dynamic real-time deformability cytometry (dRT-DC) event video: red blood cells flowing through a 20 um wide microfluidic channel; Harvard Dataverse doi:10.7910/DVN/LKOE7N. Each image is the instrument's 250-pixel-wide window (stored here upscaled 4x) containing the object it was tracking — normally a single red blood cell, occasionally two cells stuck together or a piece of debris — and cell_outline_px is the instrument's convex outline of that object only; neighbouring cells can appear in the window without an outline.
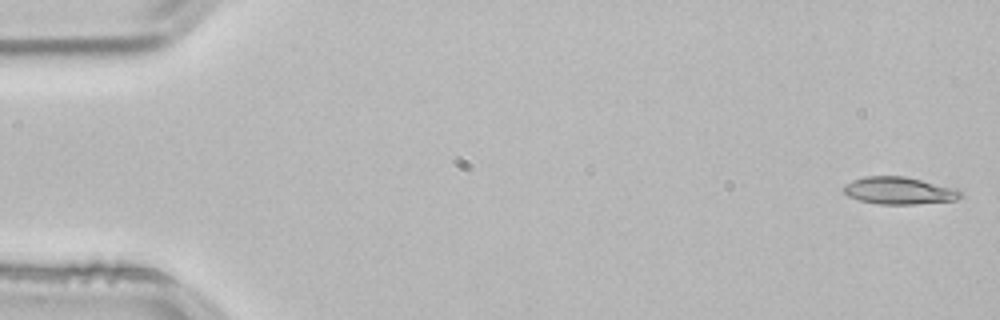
{"species": "common noctule bat (a hibernating species)", "species_latin": "Nyctalus noctula", "temperature_condition": "room temperature", "stored_images_in_passage": 53, "camera_frame_rate_fps": 3000, "um_per_image_px": 0.085, "animal": {"sex": "male", "body_mass_g": 21.5, "forearm_length_mm": 52.0}, "frame": {"image": 1, "passage_image": 1, "time_ms": 0.0, "image_size_px": [1000, 320], "cell_outline_px": [[964, 196], [956, 200], [912, 204], [880, 204], [860, 200], [848, 196], [844, 192], [844, 184], [852, 180], [864, 176], [904, 176], [960, 188], [964, 192]], "centroid_in_image_um": [76.5, 16.19], "position_along_channel_um": 8.5, "area_um2": 18.84}}
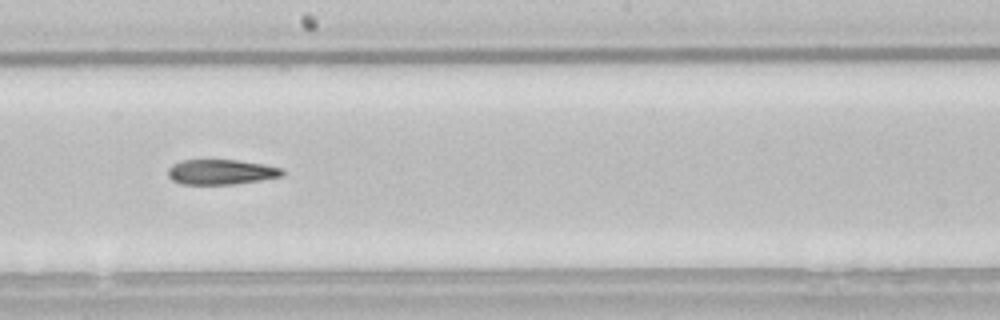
{"frame": {"image": 2, "passage_image": 29, "time_ms": 9.333, "image_size_px": [1000, 320], "cell_outline_px": [[284, 176], [260, 180], [232, 184], [180, 184], [172, 180], [168, 176], [168, 168], [172, 164], [180, 160], [236, 160], [284, 168]], "centroid_in_image_um": [18.77, 14.62], "position_along_channel_um": 229.4, "area_um2": 16.7}}
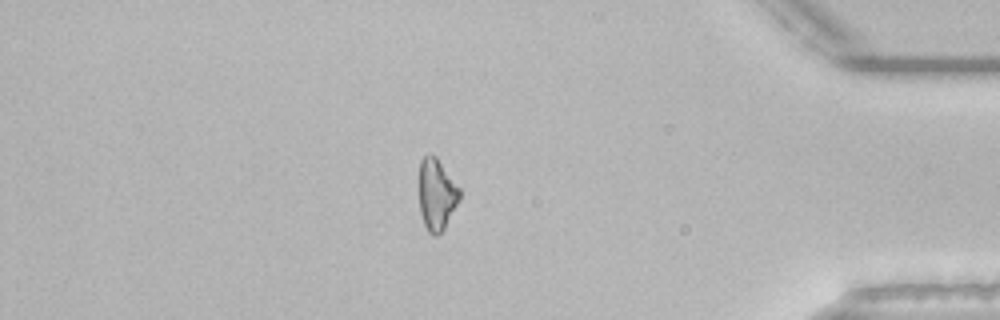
{"frame": {"image": 3, "passage_image": 45, "time_ms": 14.667, "image_size_px": [1000, 320], "cell_outline_px": [[460, 196], [444, 228], [436, 236], [432, 236], [428, 232], [424, 224], [420, 212], [420, 160], [428, 152], [432, 152], [436, 156], [460, 188]], "centroid_in_image_um": [37.1, 16.49], "position_along_channel_um": 398.1, "area_um2": 16.7}, "authors_computed_cell_mechanics": {"area_um2": 17.7446, "velocity_mm_per_s": 3.8496, "shape_relaxation_time_tau1_ms": 10.308, "shape_relaxation_time_tau2_ms": null, "deformation_change_tau1": 0.1976, "deformation_change_tau2": null}}